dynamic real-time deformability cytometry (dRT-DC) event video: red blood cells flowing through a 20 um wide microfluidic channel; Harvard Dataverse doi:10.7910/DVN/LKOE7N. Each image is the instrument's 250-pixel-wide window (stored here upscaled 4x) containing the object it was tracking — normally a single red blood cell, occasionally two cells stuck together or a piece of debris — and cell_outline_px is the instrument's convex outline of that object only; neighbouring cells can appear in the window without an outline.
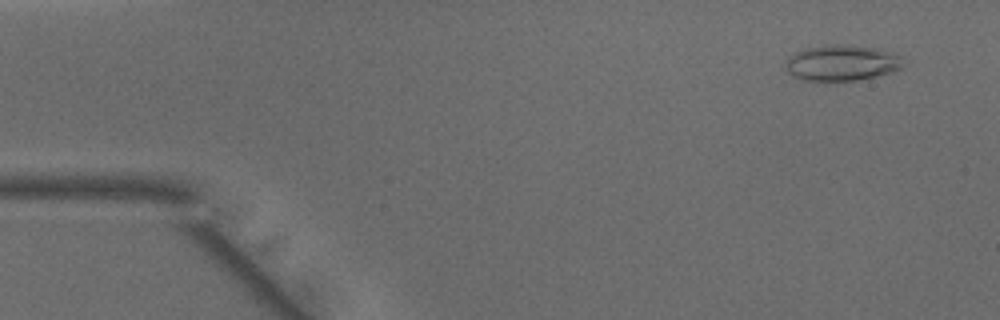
{"species": "common noctule bat (a hibernating species)", "species_latin": "Nyctalus noctula", "temperature_condition": "warm", "stored_images_in_passage": 14, "camera_frame_rate_fps": 3000, "um_per_image_px": 0.085, "animal": {"sex": "male", "body_mass_g": 15.6}, "frame": {"image": 1, "passage_image": 3, "time_ms": 0.667, "image_size_px": [1000, 320], "cell_outline_px": [[908, 60], [900, 68], [892, 72], [876, 76], [856, 80], [804, 80], [788, 72], [784, 64], [788, 56], [804, 48], [836, 44], [844, 44], [872, 48], [892, 52]], "centroid_in_image_um": [71.57, 5.33], "position_along_channel_um": 13.4, "area_um2": 24.45}}